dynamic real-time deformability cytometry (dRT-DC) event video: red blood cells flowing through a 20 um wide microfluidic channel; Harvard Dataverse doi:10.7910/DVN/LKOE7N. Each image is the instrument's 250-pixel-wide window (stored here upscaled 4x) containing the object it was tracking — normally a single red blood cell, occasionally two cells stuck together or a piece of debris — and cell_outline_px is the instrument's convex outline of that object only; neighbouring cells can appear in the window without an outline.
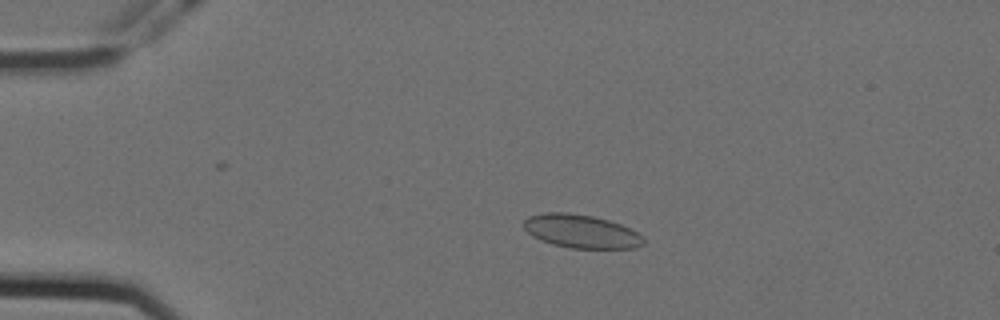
{"species": "Egyptian fruit bat (a non-hibernating species)", "species_latin": "Rousettus aegyptiacus", "temperature_condition": "cold", "stored_images_in_passage": 53, "camera_frame_rate_fps": 3000, "um_per_image_px": 0.085, "animal": {"sex": "female"}, "frame": {"image": 1, "passage_image": 12, "time_ms": 3.667, "image_size_px": [1000, 320], "cell_outline_px": [[644, 244], [636, 248], [572, 248], [552, 244], [540, 240], [532, 236], [524, 228], [524, 220], [528, 216], [544, 212], [568, 212], [592, 216], [608, 220], [620, 224], [644, 236]], "centroid_in_image_um": [49.39, 19.66], "position_along_channel_um": 35.6, "area_um2": 23.35}}
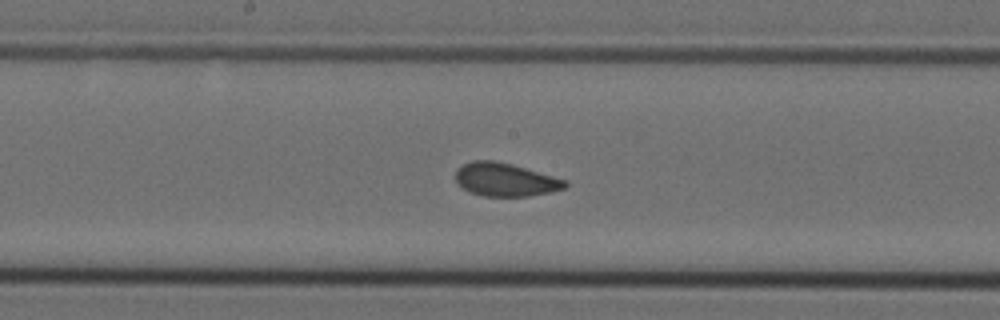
{"frame": {"image": 2, "passage_image": 30, "time_ms": 9.667, "image_size_px": [1000, 320], "cell_outline_px": [[568, 184], [564, 188], [552, 192], [528, 196], [484, 196], [468, 192], [456, 184], [456, 168], [472, 160], [496, 160], [512, 164], [568, 180]], "centroid_in_image_um": [42.93, 15.27], "position_along_channel_um": 205.3, "area_um2": 21.5}}
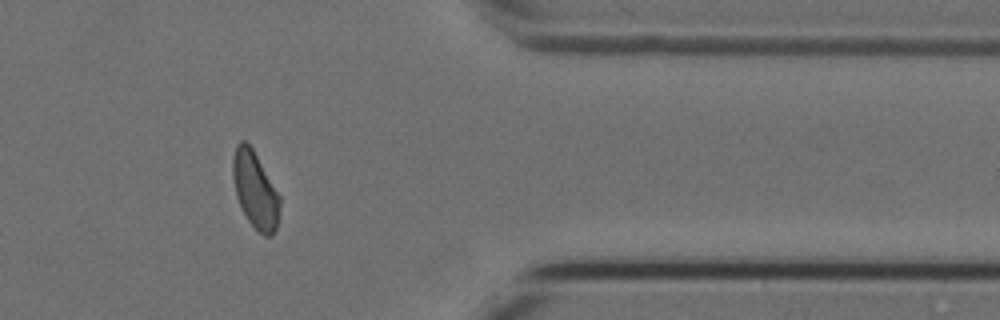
{"frame": {"image": 3, "passage_image": 47, "time_ms": 15.333, "image_size_px": [1000, 320], "cell_outline_px": [[280, 204], [276, 228], [272, 236], [264, 236], [248, 220], [236, 196], [232, 176], [232, 156], [236, 144], [240, 140], [244, 140], [252, 148], [280, 196]], "centroid_in_image_um": [21.67, 16.12], "position_along_channel_um": 389.7, "area_um2": 20.75}}